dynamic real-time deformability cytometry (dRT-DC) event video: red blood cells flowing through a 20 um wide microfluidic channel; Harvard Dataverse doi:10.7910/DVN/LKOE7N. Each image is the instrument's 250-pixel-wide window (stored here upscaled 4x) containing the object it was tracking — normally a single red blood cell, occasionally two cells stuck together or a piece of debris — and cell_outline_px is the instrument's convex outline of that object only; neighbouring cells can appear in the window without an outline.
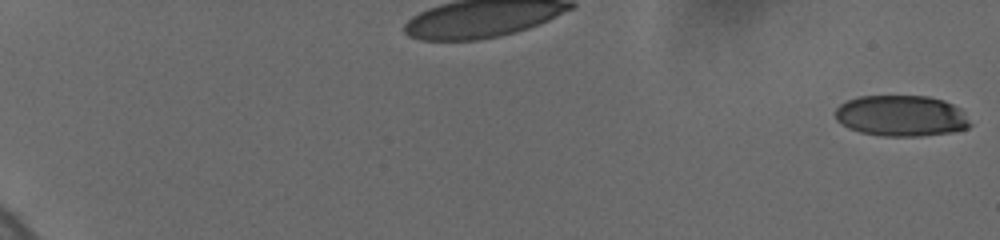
{"species": "human", "species_latin": "Homo sapiens", "temperature_condition": "cold", "stored_images_in_passage": 15, "camera_frame_rate_fps": 3000, "um_per_image_px": 0.085, "donor": {"sex": "female"}, "frame": {"image": 1, "passage_image": 1, "time_ms": 0.0, "image_size_px": [1000, 240], "cell_outline_px": [[972, 124], [968, 128], [952, 132], [920, 136], [884, 136], [860, 132], [848, 128], [840, 124], [836, 120], [836, 108], [840, 104], [848, 100], [860, 96], [928, 96], [944, 100], [960, 108], [964, 112]], "centroid_in_image_um": [76.62, 9.85], "position_along_channel_um": 8.4, "area_um2": 32.37}}
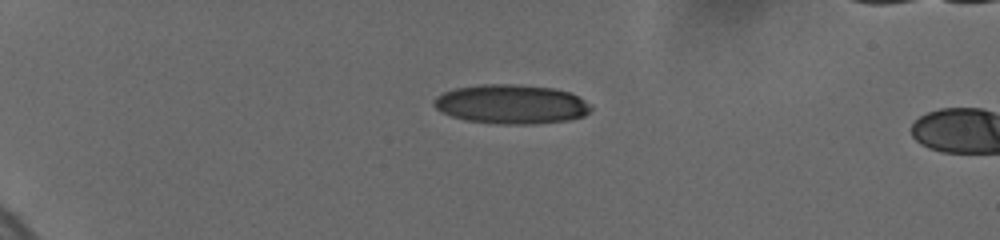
{"frame": {"image": 2, "passage_image": 12, "time_ms": 5.333, "image_size_px": [1000, 240], "cell_outline_px": [[592, 108], [584, 116], [568, 120], [528, 124], [500, 124], [468, 120], [452, 116], [436, 108], [432, 104], [432, 100], [436, 96], [444, 92], [456, 88], [484, 84], [512, 84], [552, 88], [568, 92], [584, 100]], "centroid_in_image_um": [43.43, 8.85], "position_along_channel_um": 41.6, "area_um2": 35.49}}